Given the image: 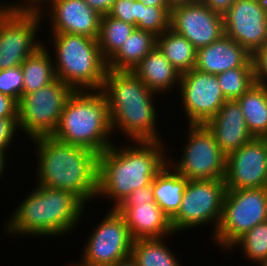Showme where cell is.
<instances>
[{
    "mask_svg": "<svg viewBox=\"0 0 267 266\" xmlns=\"http://www.w3.org/2000/svg\"><path fill=\"white\" fill-rule=\"evenodd\" d=\"M119 148L114 143L98 155L97 196L113 200L112 209L134 190L152 185L169 159L162 141H133Z\"/></svg>",
    "mask_w": 267,
    "mask_h": 266,
    "instance_id": "6da1fadb",
    "label": "cell"
},
{
    "mask_svg": "<svg viewBox=\"0 0 267 266\" xmlns=\"http://www.w3.org/2000/svg\"><path fill=\"white\" fill-rule=\"evenodd\" d=\"M153 33L135 28L126 38L119 51L107 62L108 69L132 71L134 67L156 46Z\"/></svg>",
    "mask_w": 267,
    "mask_h": 266,
    "instance_id": "603a6c76",
    "label": "cell"
},
{
    "mask_svg": "<svg viewBox=\"0 0 267 266\" xmlns=\"http://www.w3.org/2000/svg\"><path fill=\"white\" fill-rule=\"evenodd\" d=\"M42 17L45 15L8 10L0 13V70L21 66L43 45L36 41Z\"/></svg>",
    "mask_w": 267,
    "mask_h": 266,
    "instance_id": "7c38bea8",
    "label": "cell"
},
{
    "mask_svg": "<svg viewBox=\"0 0 267 266\" xmlns=\"http://www.w3.org/2000/svg\"><path fill=\"white\" fill-rule=\"evenodd\" d=\"M164 238L133 240L131 257L138 266H181Z\"/></svg>",
    "mask_w": 267,
    "mask_h": 266,
    "instance_id": "4316f807",
    "label": "cell"
},
{
    "mask_svg": "<svg viewBox=\"0 0 267 266\" xmlns=\"http://www.w3.org/2000/svg\"><path fill=\"white\" fill-rule=\"evenodd\" d=\"M204 125L214 135L220 150L226 156L254 138L247 128L237 100H227Z\"/></svg>",
    "mask_w": 267,
    "mask_h": 266,
    "instance_id": "ac0fdd59",
    "label": "cell"
},
{
    "mask_svg": "<svg viewBox=\"0 0 267 266\" xmlns=\"http://www.w3.org/2000/svg\"><path fill=\"white\" fill-rule=\"evenodd\" d=\"M143 2L145 6H156V7H172L170 0H138Z\"/></svg>",
    "mask_w": 267,
    "mask_h": 266,
    "instance_id": "60d3db41",
    "label": "cell"
},
{
    "mask_svg": "<svg viewBox=\"0 0 267 266\" xmlns=\"http://www.w3.org/2000/svg\"><path fill=\"white\" fill-rule=\"evenodd\" d=\"M72 266H88V265H84L83 263L80 262L79 264L78 263H76V264L73 263Z\"/></svg>",
    "mask_w": 267,
    "mask_h": 266,
    "instance_id": "7dc6e473",
    "label": "cell"
},
{
    "mask_svg": "<svg viewBox=\"0 0 267 266\" xmlns=\"http://www.w3.org/2000/svg\"><path fill=\"white\" fill-rule=\"evenodd\" d=\"M45 47L43 44L32 55L28 56L20 66L23 73L22 96L35 92L57 79L54 60H51L52 54L50 55L47 47Z\"/></svg>",
    "mask_w": 267,
    "mask_h": 266,
    "instance_id": "cb8c5ba5",
    "label": "cell"
},
{
    "mask_svg": "<svg viewBox=\"0 0 267 266\" xmlns=\"http://www.w3.org/2000/svg\"><path fill=\"white\" fill-rule=\"evenodd\" d=\"M74 90L56 79L35 92L24 94L18 103V127L30 139L52 136L68 97Z\"/></svg>",
    "mask_w": 267,
    "mask_h": 266,
    "instance_id": "ba28073f",
    "label": "cell"
},
{
    "mask_svg": "<svg viewBox=\"0 0 267 266\" xmlns=\"http://www.w3.org/2000/svg\"><path fill=\"white\" fill-rule=\"evenodd\" d=\"M178 86L188 124H205L227 101L216 74L193 68L181 74Z\"/></svg>",
    "mask_w": 267,
    "mask_h": 266,
    "instance_id": "4fadbf2b",
    "label": "cell"
},
{
    "mask_svg": "<svg viewBox=\"0 0 267 266\" xmlns=\"http://www.w3.org/2000/svg\"><path fill=\"white\" fill-rule=\"evenodd\" d=\"M187 182V178L176 173L168 164L153 179L155 201L170 220L180 209Z\"/></svg>",
    "mask_w": 267,
    "mask_h": 266,
    "instance_id": "7402d4cb",
    "label": "cell"
},
{
    "mask_svg": "<svg viewBox=\"0 0 267 266\" xmlns=\"http://www.w3.org/2000/svg\"><path fill=\"white\" fill-rule=\"evenodd\" d=\"M22 2H16L12 4H0L4 10L16 12V13H37L42 14L43 10L45 11V7H43L42 3H52L54 0H21ZM49 1V2H48ZM24 2V3H23ZM18 3V4H17ZM14 4V5H13Z\"/></svg>",
    "mask_w": 267,
    "mask_h": 266,
    "instance_id": "d590c367",
    "label": "cell"
},
{
    "mask_svg": "<svg viewBox=\"0 0 267 266\" xmlns=\"http://www.w3.org/2000/svg\"><path fill=\"white\" fill-rule=\"evenodd\" d=\"M50 9V10H49ZM52 33H70L97 39L101 17L84 0H54L46 9Z\"/></svg>",
    "mask_w": 267,
    "mask_h": 266,
    "instance_id": "e0dca14e",
    "label": "cell"
},
{
    "mask_svg": "<svg viewBox=\"0 0 267 266\" xmlns=\"http://www.w3.org/2000/svg\"><path fill=\"white\" fill-rule=\"evenodd\" d=\"M87 5L100 15H107L115 0H84Z\"/></svg>",
    "mask_w": 267,
    "mask_h": 266,
    "instance_id": "ab89813d",
    "label": "cell"
},
{
    "mask_svg": "<svg viewBox=\"0 0 267 266\" xmlns=\"http://www.w3.org/2000/svg\"><path fill=\"white\" fill-rule=\"evenodd\" d=\"M172 7L145 6L141 2L139 23L136 28L160 36L170 28V12Z\"/></svg>",
    "mask_w": 267,
    "mask_h": 266,
    "instance_id": "4dcf8cb0",
    "label": "cell"
},
{
    "mask_svg": "<svg viewBox=\"0 0 267 266\" xmlns=\"http://www.w3.org/2000/svg\"><path fill=\"white\" fill-rule=\"evenodd\" d=\"M224 34L251 55L267 42V12L258 0H235L223 15Z\"/></svg>",
    "mask_w": 267,
    "mask_h": 266,
    "instance_id": "2e32d148",
    "label": "cell"
},
{
    "mask_svg": "<svg viewBox=\"0 0 267 266\" xmlns=\"http://www.w3.org/2000/svg\"><path fill=\"white\" fill-rule=\"evenodd\" d=\"M152 91L166 93L180 83L181 74L155 46L132 70Z\"/></svg>",
    "mask_w": 267,
    "mask_h": 266,
    "instance_id": "44dd1931",
    "label": "cell"
},
{
    "mask_svg": "<svg viewBox=\"0 0 267 266\" xmlns=\"http://www.w3.org/2000/svg\"><path fill=\"white\" fill-rule=\"evenodd\" d=\"M257 264H259L258 266H267V258L264 261L259 262Z\"/></svg>",
    "mask_w": 267,
    "mask_h": 266,
    "instance_id": "bcb514c9",
    "label": "cell"
},
{
    "mask_svg": "<svg viewBox=\"0 0 267 266\" xmlns=\"http://www.w3.org/2000/svg\"><path fill=\"white\" fill-rule=\"evenodd\" d=\"M259 1V4H260V7L265 11L267 12V0H258Z\"/></svg>",
    "mask_w": 267,
    "mask_h": 266,
    "instance_id": "f6af8a7d",
    "label": "cell"
},
{
    "mask_svg": "<svg viewBox=\"0 0 267 266\" xmlns=\"http://www.w3.org/2000/svg\"><path fill=\"white\" fill-rule=\"evenodd\" d=\"M224 179L188 180L180 209L171 219L174 233L213 223L219 226L226 194Z\"/></svg>",
    "mask_w": 267,
    "mask_h": 266,
    "instance_id": "30bf717a",
    "label": "cell"
},
{
    "mask_svg": "<svg viewBox=\"0 0 267 266\" xmlns=\"http://www.w3.org/2000/svg\"><path fill=\"white\" fill-rule=\"evenodd\" d=\"M0 118H18V102L0 93Z\"/></svg>",
    "mask_w": 267,
    "mask_h": 266,
    "instance_id": "74e56055",
    "label": "cell"
},
{
    "mask_svg": "<svg viewBox=\"0 0 267 266\" xmlns=\"http://www.w3.org/2000/svg\"><path fill=\"white\" fill-rule=\"evenodd\" d=\"M241 247L245 257L255 263L267 258V221L260 223L238 238L228 250ZM238 246V247H237Z\"/></svg>",
    "mask_w": 267,
    "mask_h": 266,
    "instance_id": "f546056e",
    "label": "cell"
},
{
    "mask_svg": "<svg viewBox=\"0 0 267 266\" xmlns=\"http://www.w3.org/2000/svg\"><path fill=\"white\" fill-rule=\"evenodd\" d=\"M32 141L38 153L37 185L71 192L86 205L97 198L98 154L52 136Z\"/></svg>",
    "mask_w": 267,
    "mask_h": 266,
    "instance_id": "7a4b0ae2",
    "label": "cell"
},
{
    "mask_svg": "<svg viewBox=\"0 0 267 266\" xmlns=\"http://www.w3.org/2000/svg\"><path fill=\"white\" fill-rule=\"evenodd\" d=\"M55 74L74 91L101 90L108 67L95 38L52 33Z\"/></svg>",
    "mask_w": 267,
    "mask_h": 266,
    "instance_id": "8992f818",
    "label": "cell"
},
{
    "mask_svg": "<svg viewBox=\"0 0 267 266\" xmlns=\"http://www.w3.org/2000/svg\"><path fill=\"white\" fill-rule=\"evenodd\" d=\"M170 29L199 49L224 35L223 16L202 2L176 5L170 12Z\"/></svg>",
    "mask_w": 267,
    "mask_h": 266,
    "instance_id": "9a60e30c",
    "label": "cell"
},
{
    "mask_svg": "<svg viewBox=\"0 0 267 266\" xmlns=\"http://www.w3.org/2000/svg\"><path fill=\"white\" fill-rule=\"evenodd\" d=\"M156 46L180 74L195 67L197 49L172 29L169 28L157 36Z\"/></svg>",
    "mask_w": 267,
    "mask_h": 266,
    "instance_id": "484cf974",
    "label": "cell"
},
{
    "mask_svg": "<svg viewBox=\"0 0 267 266\" xmlns=\"http://www.w3.org/2000/svg\"><path fill=\"white\" fill-rule=\"evenodd\" d=\"M201 2L214 13L223 16L231 8L235 0H202Z\"/></svg>",
    "mask_w": 267,
    "mask_h": 266,
    "instance_id": "f35d334b",
    "label": "cell"
},
{
    "mask_svg": "<svg viewBox=\"0 0 267 266\" xmlns=\"http://www.w3.org/2000/svg\"><path fill=\"white\" fill-rule=\"evenodd\" d=\"M202 0H170L172 6L181 5V4H190V3H199Z\"/></svg>",
    "mask_w": 267,
    "mask_h": 266,
    "instance_id": "ee69618b",
    "label": "cell"
},
{
    "mask_svg": "<svg viewBox=\"0 0 267 266\" xmlns=\"http://www.w3.org/2000/svg\"><path fill=\"white\" fill-rule=\"evenodd\" d=\"M121 215L133 240L170 237L174 233L170 218L156 202L132 203Z\"/></svg>",
    "mask_w": 267,
    "mask_h": 266,
    "instance_id": "ffe728a7",
    "label": "cell"
},
{
    "mask_svg": "<svg viewBox=\"0 0 267 266\" xmlns=\"http://www.w3.org/2000/svg\"><path fill=\"white\" fill-rule=\"evenodd\" d=\"M140 12L141 1L115 0L108 14L136 26L139 23Z\"/></svg>",
    "mask_w": 267,
    "mask_h": 266,
    "instance_id": "d6a6232c",
    "label": "cell"
},
{
    "mask_svg": "<svg viewBox=\"0 0 267 266\" xmlns=\"http://www.w3.org/2000/svg\"><path fill=\"white\" fill-rule=\"evenodd\" d=\"M147 202L148 203L156 202L154 198L152 185H146L144 187L134 190L127 197H125L122 200V202L114 209L121 214L132 203H147Z\"/></svg>",
    "mask_w": 267,
    "mask_h": 266,
    "instance_id": "836d02e7",
    "label": "cell"
},
{
    "mask_svg": "<svg viewBox=\"0 0 267 266\" xmlns=\"http://www.w3.org/2000/svg\"><path fill=\"white\" fill-rule=\"evenodd\" d=\"M255 83L267 86V42L252 55Z\"/></svg>",
    "mask_w": 267,
    "mask_h": 266,
    "instance_id": "e575fe53",
    "label": "cell"
},
{
    "mask_svg": "<svg viewBox=\"0 0 267 266\" xmlns=\"http://www.w3.org/2000/svg\"><path fill=\"white\" fill-rule=\"evenodd\" d=\"M187 145L180 160H167L176 173L188 180L224 179L227 156L204 124L188 125ZM176 164H175V163Z\"/></svg>",
    "mask_w": 267,
    "mask_h": 266,
    "instance_id": "9c48e42d",
    "label": "cell"
},
{
    "mask_svg": "<svg viewBox=\"0 0 267 266\" xmlns=\"http://www.w3.org/2000/svg\"><path fill=\"white\" fill-rule=\"evenodd\" d=\"M237 102L253 137L267 136V86L254 84Z\"/></svg>",
    "mask_w": 267,
    "mask_h": 266,
    "instance_id": "d4e9b609",
    "label": "cell"
},
{
    "mask_svg": "<svg viewBox=\"0 0 267 266\" xmlns=\"http://www.w3.org/2000/svg\"><path fill=\"white\" fill-rule=\"evenodd\" d=\"M267 221V187L227 189L213 242L228 249L243 234Z\"/></svg>",
    "mask_w": 267,
    "mask_h": 266,
    "instance_id": "52a82bcc",
    "label": "cell"
},
{
    "mask_svg": "<svg viewBox=\"0 0 267 266\" xmlns=\"http://www.w3.org/2000/svg\"><path fill=\"white\" fill-rule=\"evenodd\" d=\"M98 224L85 241L81 263L88 266H112L129 258L133 238L124 217L111 208Z\"/></svg>",
    "mask_w": 267,
    "mask_h": 266,
    "instance_id": "8fae6325",
    "label": "cell"
},
{
    "mask_svg": "<svg viewBox=\"0 0 267 266\" xmlns=\"http://www.w3.org/2000/svg\"><path fill=\"white\" fill-rule=\"evenodd\" d=\"M226 100H237L255 84L254 67H237L216 74Z\"/></svg>",
    "mask_w": 267,
    "mask_h": 266,
    "instance_id": "f1b7e54d",
    "label": "cell"
},
{
    "mask_svg": "<svg viewBox=\"0 0 267 266\" xmlns=\"http://www.w3.org/2000/svg\"><path fill=\"white\" fill-rule=\"evenodd\" d=\"M226 189L267 187V139L254 137L227 155Z\"/></svg>",
    "mask_w": 267,
    "mask_h": 266,
    "instance_id": "5bb4252c",
    "label": "cell"
},
{
    "mask_svg": "<svg viewBox=\"0 0 267 266\" xmlns=\"http://www.w3.org/2000/svg\"><path fill=\"white\" fill-rule=\"evenodd\" d=\"M100 91L107 100L112 132L121 130L130 142L162 141L155 123L158 116L153 100L157 93L132 71L108 69Z\"/></svg>",
    "mask_w": 267,
    "mask_h": 266,
    "instance_id": "3957f363",
    "label": "cell"
},
{
    "mask_svg": "<svg viewBox=\"0 0 267 266\" xmlns=\"http://www.w3.org/2000/svg\"><path fill=\"white\" fill-rule=\"evenodd\" d=\"M135 28L136 26L113 18L109 14L101 17L97 41L100 52L107 62L119 51Z\"/></svg>",
    "mask_w": 267,
    "mask_h": 266,
    "instance_id": "83f0119b",
    "label": "cell"
},
{
    "mask_svg": "<svg viewBox=\"0 0 267 266\" xmlns=\"http://www.w3.org/2000/svg\"><path fill=\"white\" fill-rule=\"evenodd\" d=\"M18 118H0V149L8 150L14 139L15 132H18Z\"/></svg>",
    "mask_w": 267,
    "mask_h": 266,
    "instance_id": "8d00e7d4",
    "label": "cell"
},
{
    "mask_svg": "<svg viewBox=\"0 0 267 266\" xmlns=\"http://www.w3.org/2000/svg\"><path fill=\"white\" fill-rule=\"evenodd\" d=\"M254 67L252 55L226 34L197 49L195 69L210 74H219L232 68Z\"/></svg>",
    "mask_w": 267,
    "mask_h": 266,
    "instance_id": "d6986e66",
    "label": "cell"
},
{
    "mask_svg": "<svg viewBox=\"0 0 267 266\" xmlns=\"http://www.w3.org/2000/svg\"><path fill=\"white\" fill-rule=\"evenodd\" d=\"M6 153L7 152H5V151L0 149V176L2 174H4V170H5L4 168H5V165H6L5 161H6V158H7Z\"/></svg>",
    "mask_w": 267,
    "mask_h": 266,
    "instance_id": "7bdbcfd3",
    "label": "cell"
},
{
    "mask_svg": "<svg viewBox=\"0 0 267 266\" xmlns=\"http://www.w3.org/2000/svg\"><path fill=\"white\" fill-rule=\"evenodd\" d=\"M112 134L104 94L100 90H80L66 100L52 137L99 155L113 144Z\"/></svg>",
    "mask_w": 267,
    "mask_h": 266,
    "instance_id": "5b68a950",
    "label": "cell"
},
{
    "mask_svg": "<svg viewBox=\"0 0 267 266\" xmlns=\"http://www.w3.org/2000/svg\"><path fill=\"white\" fill-rule=\"evenodd\" d=\"M112 266H138L137 263L133 260V258L130 256L129 258H126L122 261H119L115 263Z\"/></svg>",
    "mask_w": 267,
    "mask_h": 266,
    "instance_id": "b9f144b4",
    "label": "cell"
},
{
    "mask_svg": "<svg viewBox=\"0 0 267 266\" xmlns=\"http://www.w3.org/2000/svg\"><path fill=\"white\" fill-rule=\"evenodd\" d=\"M25 197L5 224L9 234L61 237L78 226L85 211L75 194L43 185Z\"/></svg>",
    "mask_w": 267,
    "mask_h": 266,
    "instance_id": "277c9868",
    "label": "cell"
},
{
    "mask_svg": "<svg viewBox=\"0 0 267 266\" xmlns=\"http://www.w3.org/2000/svg\"><path fill=\"white\" fill-rule=\"evenodd\" d=\"M22 90L23 73L20 66L0 70V93L14 98L19 103Z\"/></svg>",
    "mask_w": 267,
    "mask_h": 266,
    "instance_id": "1f68e13d",
    "label": "cell"
}]
</instances>
